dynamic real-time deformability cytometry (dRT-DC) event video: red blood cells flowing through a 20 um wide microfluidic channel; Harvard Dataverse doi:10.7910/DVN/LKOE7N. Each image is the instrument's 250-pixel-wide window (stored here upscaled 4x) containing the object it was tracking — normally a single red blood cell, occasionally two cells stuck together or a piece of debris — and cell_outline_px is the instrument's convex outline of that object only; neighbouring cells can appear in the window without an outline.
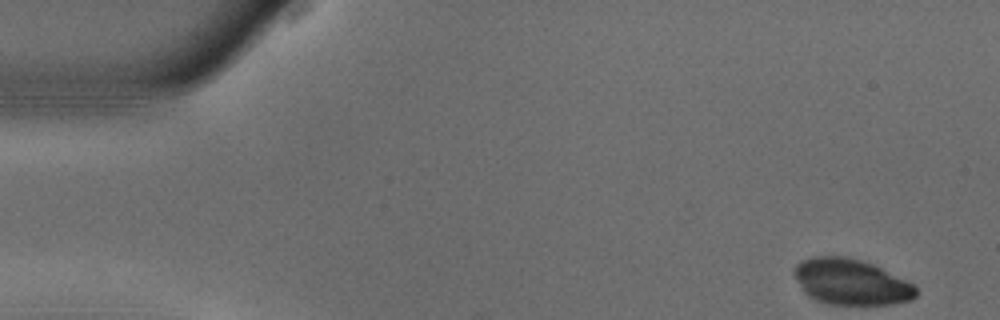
{"species": "common noctule bat (a hibernating species)", "species_latin": "Nyctalus noctula", "temperature_condition": "warm", "stored_images_in_passage": 51, "camera_frame_rate_fps": 3000, "um_per_image_px": 0.085, "animal": {"sex": "male", "body_mass_g": 18.8}, "frame": {"image": 1, "passage_image": 1, "time_ms": 0.0, "image_size_px": [1000, 320], "cell_outline_px": [[916, 296], [912, 300], [892, 304], [828, 304], [816, 300], [808, 296], [804, 292], [792, 272], [796, 264], [800, 260], [812, 256], [844, 256], [860, 260], [872, 264], [912, 284], [916, 288]], "centroid_in_image_um": [72.28, 23.96], "position_along_channel_um": 12.7, "area_um2": 32.31}}